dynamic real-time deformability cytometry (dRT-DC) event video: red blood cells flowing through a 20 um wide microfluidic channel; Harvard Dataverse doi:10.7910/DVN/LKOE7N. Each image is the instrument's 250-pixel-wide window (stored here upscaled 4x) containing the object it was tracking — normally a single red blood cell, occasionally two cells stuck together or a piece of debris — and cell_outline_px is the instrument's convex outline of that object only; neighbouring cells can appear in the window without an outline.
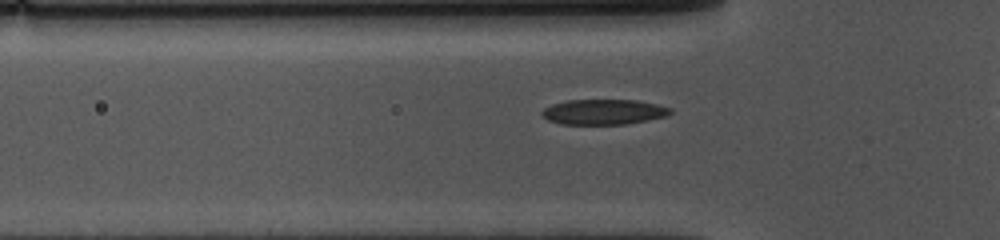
{"species": "common noctule bat (a hibernating species)", "species_latin": "Nyctalus noctula", "temperature_condition": "cold", "stored_images_in_passage": 23, "camera_frame_rate_fps": 3000, "um_per_image_px": 0.085, "animal": {"sex": "female", "body_mass_g": 10.0, "forearm_length_mm": 53.1}, "frame": {"image": 1, "passage_image": 10, "time_ms": 3.0, "image_size_px": [1000, 240], "cell_outline_px": [[672, 112], [668, 116], [648, 120], [624, 124], [560, 124], [548, 120], [540, 112], [544, 108], [552, 104], [568, 100], [640, 100], [672, 108]], "centroid_in_image_um": [51.33, 9.51], "position_along_channel_um": 74.5, "area_um2": 18.96}}
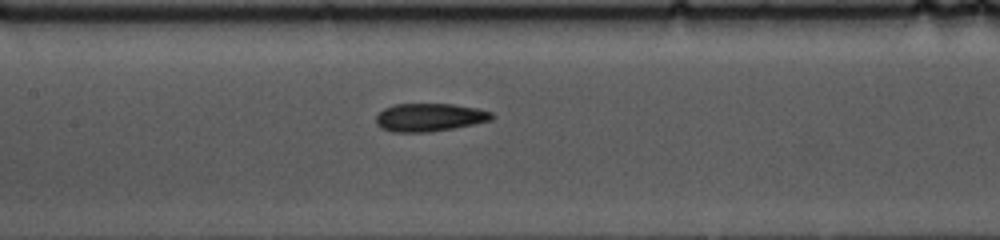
{"frame": {"image": 2, "passage_image": 18, "time_ms": 5.667, "image_size_px": [1000, 240], "cell_outline_px": [[496, 116], [492, 120], [452, 128], [428, 132], [392, 132], [380, 128], [376, 124], [376, 116], [384, 108], [396, 104], [452, 104], [476, 108], [492, 112]], "centroid_in_image_um": [36.5, 9.97], "position_along_channel_um": 170.9, "area_um2": 18.9}}
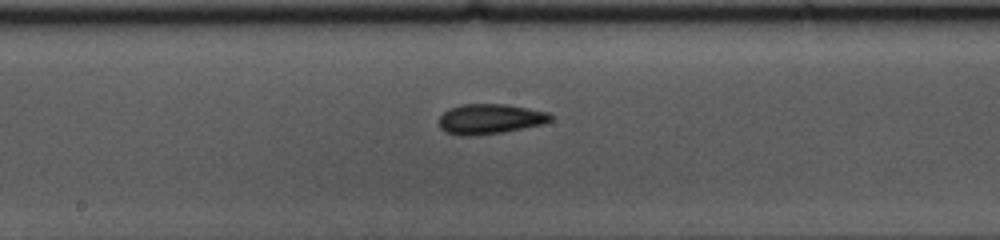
{"frame": {"image": 3, "passage_image": 21, "time_ms": 6.667, "image_size_px": [1000, 240], "cell_outline_px": [[552, 120], [544, 124], [504, 132], [468, 136], [460, 136], [444, 132], [440, 128], [440, 116], [448, 108], [460, 104], [504, 104], [528, 108], [548, 112], [552, 116]], "centroid_in_image_um": [41.63, 10.11], "position_along_channel_um": 206.6, "area_um2": 19.71}}